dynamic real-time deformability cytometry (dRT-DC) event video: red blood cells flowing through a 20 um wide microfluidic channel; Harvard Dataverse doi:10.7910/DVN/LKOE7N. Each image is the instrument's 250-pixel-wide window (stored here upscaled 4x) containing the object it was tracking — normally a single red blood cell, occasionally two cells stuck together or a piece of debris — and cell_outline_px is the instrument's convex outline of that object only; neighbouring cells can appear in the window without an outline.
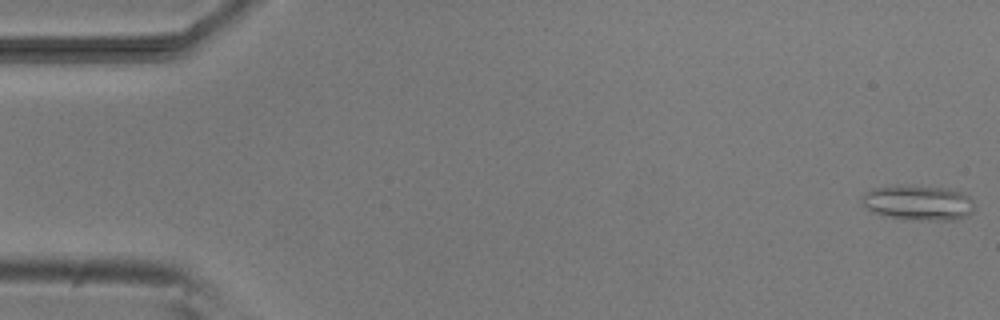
{"species": "common noctule bat (a hibernating species)", "species_latin": "Nyctalus noctula", "temperature_condition": "room temperature", "stored_images_in_passage": 53, "camera_frame_rate_fps": 3000, "um_per_image_px": 0.085, "animal": {"sex": "male", "body_mass_g": 20.5, "forearm_length_mm": 52.5}, "frame": {"image": 1, "passage_image": 1, "time_ms": 0.0, "image_size_px": [1000, 320], "cell_outline_px": [[972, 212], [968, 216], [956, 220], [904, 220], [872, 212], [860, 200], [860, 196], [864, 192], [872, 188], [896, 184], [900, 184], [948, 188], [960, 192], [968, 196], [972, 200]], "centroid_in_image_um": [78.0, 17.22], "position_along_channel_um": 7.0, "area_um2": 23.47}}
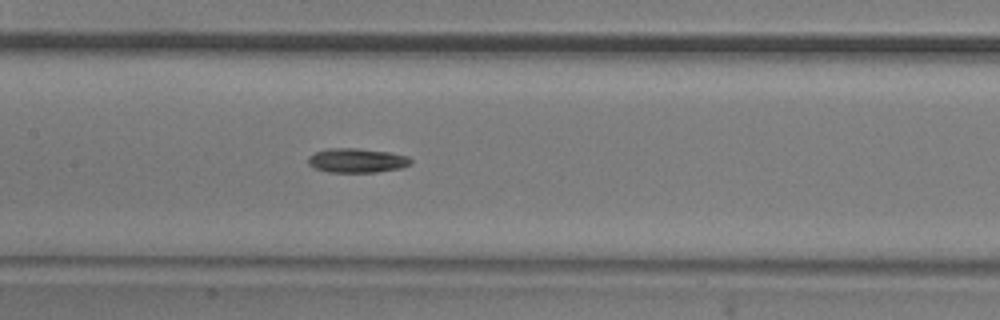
{"frame": {"image": 2, "passage_image": 25, "time_ms": 8.0, "image_size_px": [1000, 320], "cell_outline_px": [[412, 164], [400, 168], [376, 172], [328, 172], [316, 168], [308, 164], [308, 156], [316, 152], [328, 148], [356, 148], [388, 152], [408, 156], [412, 160]], "centroid_in_image_um": [30.34, 13.64], "position_along_channel_um": 177.1, "area_um2": 14.51}}
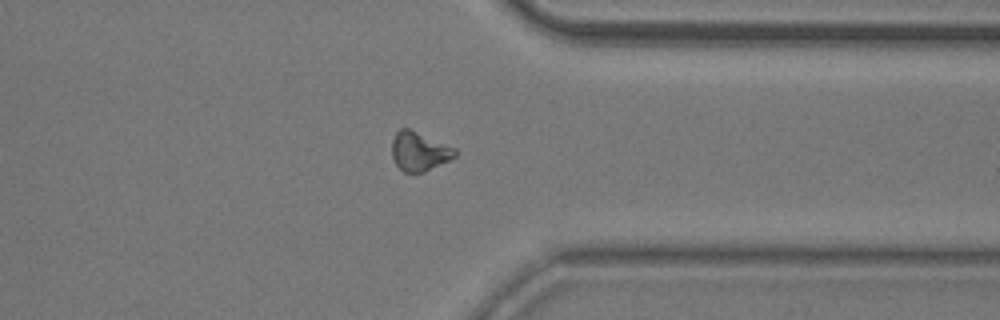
{"frame": {"image": 3, "passage_image": 41, "time_ms": 13.333, "image_size_px": [1000, 320], "cell_outline_px": [[456, 156], [424, 172], [404, 172], [396, 164], [392, 156], [392, 140], [396, 132], [400, 128], [408, 128], [456, 148]], "centroid_in_image_um": [35.62, 12.86], "position_along_channel_um": 375.8, "area_um2": 14.16}, "authors_computed_cell_mechanics": {"area_um2": 14.7968, "velocity_mm_per_s": 3.8165, "shape_relaxation_time_tau1_ms": 6.3212, "shape_relaxation_time_tau2_ms": null, "deformation_change_tau1": 0.1582, "deformation_change_tau2": null}}